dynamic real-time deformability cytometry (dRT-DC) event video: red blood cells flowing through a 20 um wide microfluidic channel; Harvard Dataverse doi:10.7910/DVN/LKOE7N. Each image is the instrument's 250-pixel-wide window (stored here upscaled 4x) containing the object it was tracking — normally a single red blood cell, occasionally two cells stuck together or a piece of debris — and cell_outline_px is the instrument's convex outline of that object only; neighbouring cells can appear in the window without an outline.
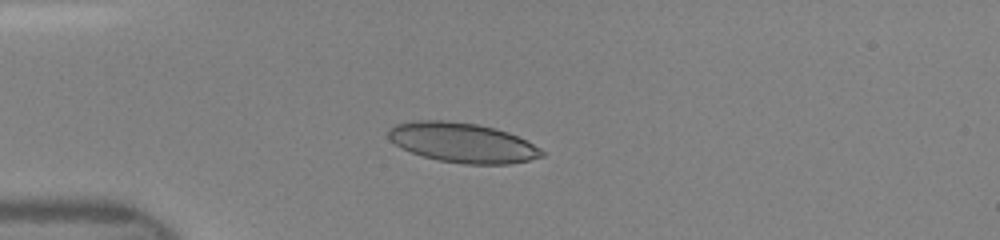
{"species": "human", "species_latin": "Homo sapiens", "temperature_condition": "room temperature", "stored_images_in_passage": 28, "camera_frame_rate_fps": 3000, "um_per_image_px": 0.085, "donor": {"sex": "female"}, "frame": {"image": 1, "passage_image": 1, "time_ms": 0.0, "image_size_px": [1000, 240], "cell_outline_px": [[544, 156], [528, 160], [508, 164], [464, 164], [440, 160], [424, 156], [412, 152], [396, 144], [388, 136], [388, 132], [396, 124], [412, 120], [444, 120], [476, 124], [496, 128], [508, 132], [540, 148], [544, 152]], "centroid_in_image_um": [39.32, 12.12], "position_along_channel_um": 45.7, "area_um2": 35.08}}
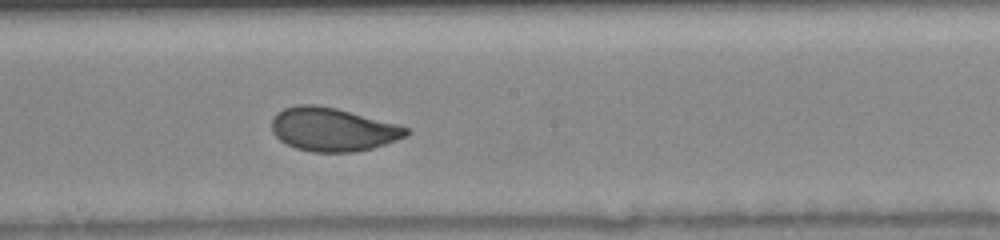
{"frame": {"image": 2, "passage_image": 15, "time_ms": 4.667, "image_size_px": [1000, 240], "cell_outline_px": [[412, 132], [408, 136], [372, 148], [356, 152], [312, 152], [296, 148], [280, 140], [272, 132], [272, 116], [276, 112], [284, 108], [296, 104], [316, 104], [336, 108], [396, 124], [408, 128]], "centroid_in_image_um": [28.26, 11.0], "position_along_channel_um": 219.9, "area_um2": 34.16}}
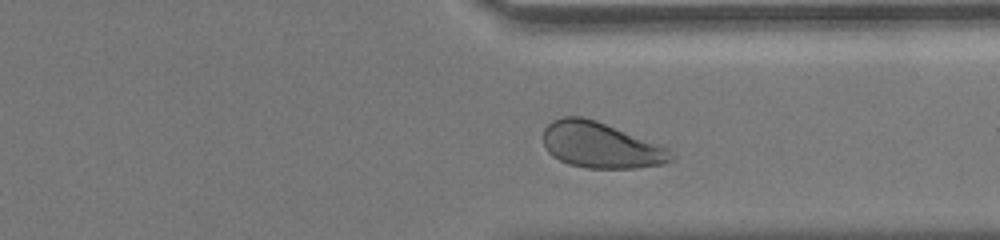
{"frame": {"image": 3, "passage_image": 25, "time_ms": 8.0, "image_size_px": [1000, 240], "cell_outline_px": [[676, 160], [664, 164], [636, 168], [588, 168], [568, 164], [552, 156], [544, 148], [544, 128], [552, 120], [564, 116], [584, 116], [596, 120], [660, 144], [668, 148], [676, 156]], "centroid_in_image_um": [51.09, 12.34], "position_along_channel_um": 360.3, "area_um2": 34.51}}